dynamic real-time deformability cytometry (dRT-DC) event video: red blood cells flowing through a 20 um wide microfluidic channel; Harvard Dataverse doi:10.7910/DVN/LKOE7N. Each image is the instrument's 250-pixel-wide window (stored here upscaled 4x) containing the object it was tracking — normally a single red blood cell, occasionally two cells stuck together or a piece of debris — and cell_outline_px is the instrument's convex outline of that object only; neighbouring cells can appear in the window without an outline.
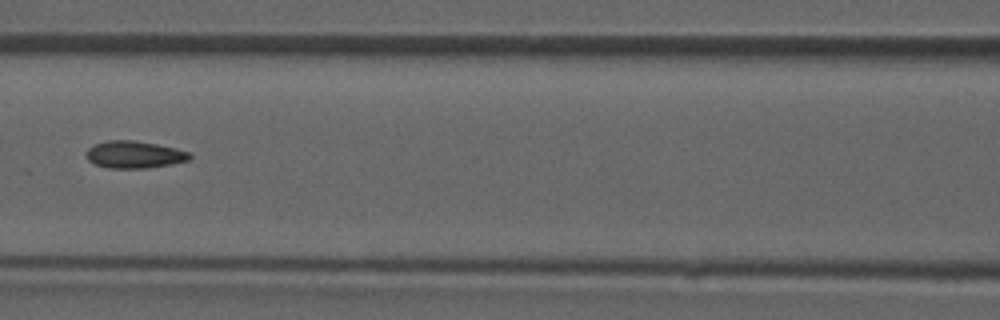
{"species": "common noctule bat (a hibernating species)", "species_latin": "Nyctalus noctula", "temperature_condition": "room temperature", "stored_images_in_passage": 47, "camera_frame_rate_fps": 3000, "um_per_image_px": 0.085, "animal": {"sex": "male", "forearm_length_mm": 52.5}, "frame": {"image": 1, "passage_image": 21, "time_ms": 6.667, "image_size_px": [1000, 320], "cell_outline_px": [[192, 156], [188, 160], [172, 164], [148, 168], [108, 168], [96, 164], [88, 160], [84, 152], [88, 148], [96, 144], [108, 140], [132, 140], [156, 144], [176, 148], [192, 152]], "centroid_in_image_um": [11.43, 13.14], "position_along_channel_um": 155.2, "area_um2": 16.47}}
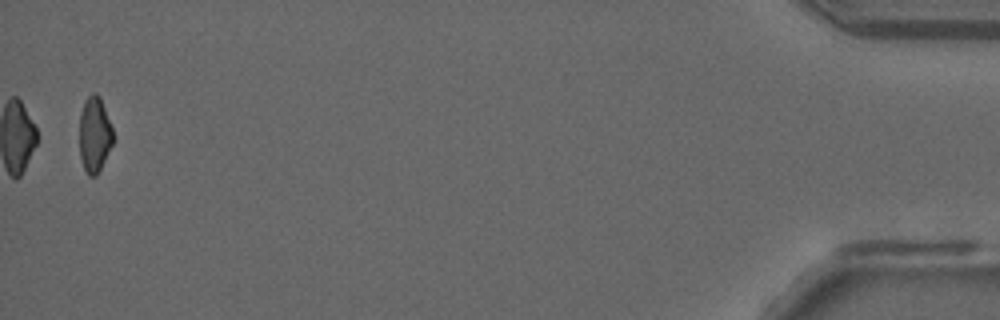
{"frame": {"image": 2, "passage_image": 47, "time_ms": 15.333, "image_size_px": [1000, 320], "cell_outline_px": [[112, 144], [96, 176], [88, 176], [84, 168], [80, 156], [80, 112], [84, 100], [92, 92], [96, 92], [100, 96], [112, 128]], "centroid_in_image_um": [8.01, 11.39], "position_along_channel_um": 427.2, "area_um2": 14.62}}